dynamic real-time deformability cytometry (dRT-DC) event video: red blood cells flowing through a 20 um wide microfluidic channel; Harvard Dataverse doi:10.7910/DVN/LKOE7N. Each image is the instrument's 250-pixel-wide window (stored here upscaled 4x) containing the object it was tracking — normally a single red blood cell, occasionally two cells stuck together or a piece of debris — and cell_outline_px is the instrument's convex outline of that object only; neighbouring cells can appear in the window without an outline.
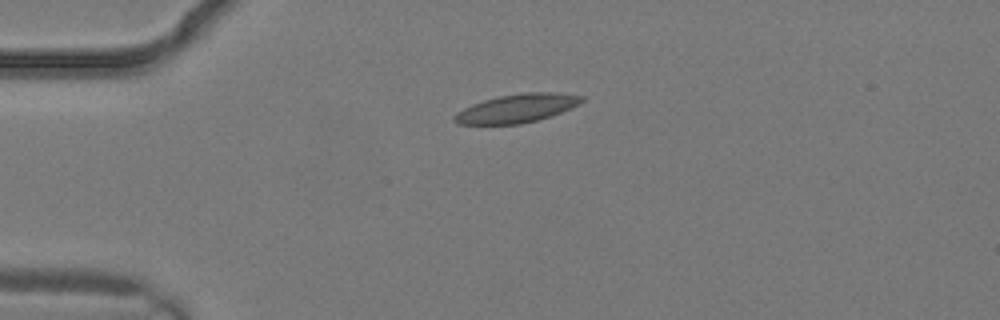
{"species": "common noctule bat (a hibernating species)", "species_latin": "Nyctalus noctula", "temperature_condition": "warm", "stored_images_in_passage": 1, "camera_frame_rate_fps": 3000, "um_per_image_px": 0.085, "animal": {"sex": "male", "body_mass_g": 19.2, "forearm_length_mm": 51.8}, "frame": {"image": 1, "passage_image": 1, "time_ms": 0.0, "image_size_px": [1000, 320], "cell_outline_px": [[584, 100], [580, 104], [572, 108], [552, 116], [520, 124], [456, 124], [452, 120], [452, 116], [456, 112], [472, 104], [484, 100], [500, 96], [524, 92], [556, 92], [584, 96]], "centroid_in_image_um": [43.95, 9.21], "position_along_channel_um": 41.1, "area_um2": 21.33}}